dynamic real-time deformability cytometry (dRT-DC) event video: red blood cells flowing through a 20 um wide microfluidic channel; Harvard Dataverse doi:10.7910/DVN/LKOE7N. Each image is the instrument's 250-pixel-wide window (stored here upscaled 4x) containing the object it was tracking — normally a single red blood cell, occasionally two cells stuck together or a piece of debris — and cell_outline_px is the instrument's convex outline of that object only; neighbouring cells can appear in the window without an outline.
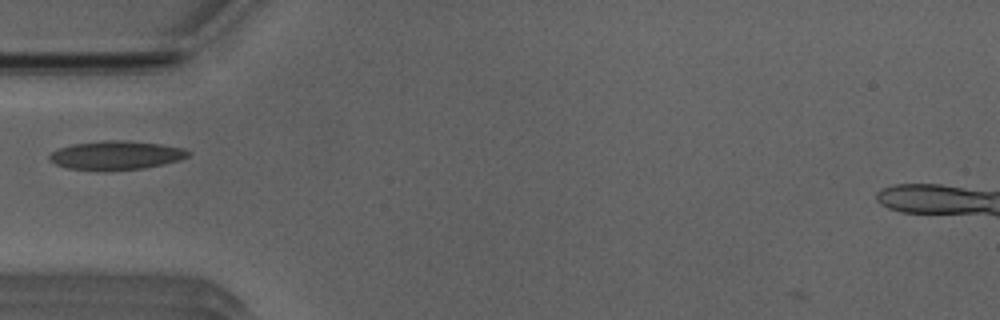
{"species": "Egyptian fruit bat (a non-hibernating species)", "species_latin": "Rousettus aegyptiacus", "temperature_condition": "room temperature", "stored_images_in_passage": 36, "camera_frame_rate_fps": 3000, "um_per_image_px": 0.085, "animal": {"sex": "male"}, "frame": {"image": 1, "passage_image": 1, "time_ms": 0.0, "image_size_px": [1000, 320], "cell_outline_px": [[192, 152], [188, 156], [180, 160], [164, 164], [144, 168], [108, 172], [104, 172], [68, 168], [56, 164], [48, 156], [52, 152], [60, 148], [72, 144], [108, 140], [128, 140], [160, 144], [184, 148]], "centroid_in_image_um": [9.9, 13.21], "position_along_channel_um": 75.1, "area_um2": 23.58}}
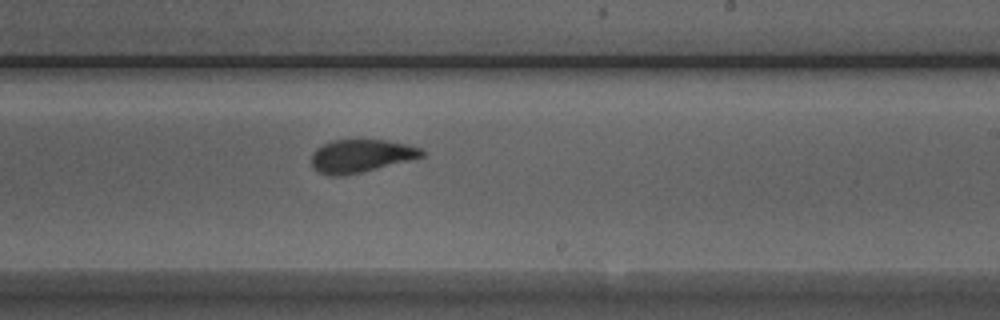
{"frame": {"image": 2, "passage_image": 15, "time_ms": 4.667, "image_size_px": [1000, 320], "cell_outline_px": [[424, 156], [344, 176], [328, 176], [312, 168], [312, 152], [316, 148], [332, 140], [388, 140], [408, 144], [420, 148], [424, 152]], "centroid_in_image_um": [30.64, 13.25], "position_along_channel_um": 258.4, "area_um2": 21.04}}
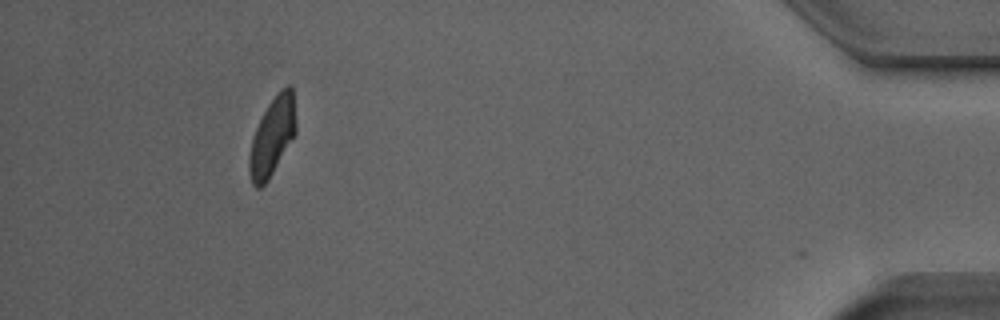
{"frame": {"image": 3, "passage_image": 32, "time_ms": 10.333, "image_size_px": [1000, 320], "cell_outline_px": [[296, 132], [268, 180], [260, 188], [256, 188], [252, 184], [248, 168], [248, 160], [252, 140], [256, 128], [268, 104], [280, 88], [284, 84], [292, 84], [296, 124]], "centroid_in_image_um": [23.15, 11.56], "position_along_channel_um": 412.1, "area_um2": 21.15}}